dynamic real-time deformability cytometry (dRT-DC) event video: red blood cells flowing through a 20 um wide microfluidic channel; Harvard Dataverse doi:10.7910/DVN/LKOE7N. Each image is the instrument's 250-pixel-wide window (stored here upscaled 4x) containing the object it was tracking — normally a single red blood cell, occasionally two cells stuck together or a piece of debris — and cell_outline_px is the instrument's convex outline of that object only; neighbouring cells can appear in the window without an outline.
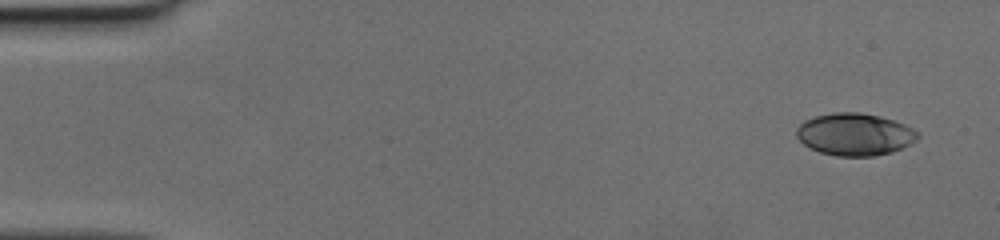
{"species": "human", "species_latin": "Homo sapiens", "temperature_condition": "cold", "stored_images_in_passage": 47, "camera_frame_rate_fps": 3000, "um_per_image_px": 0.085, "donor": {"sex": "female"}, "frame": {"image": 1, "passage_image": 1, "time_ms": 0.0, "image_size_px": [1000, 240], "cell_outline_px": [[920, 136], [916, 140], [892, 152], [872, 156], [836, 156], [820, 152], [804, 144], [796, 136], [796, 128], [804, 120], [816, 116], [832, 112], [860, 112], [880, 116], [904, 124], [920, 132]], "centroid_in_image_um": [72.65, 11.41], "position_along_channel_um": 12.4, "area_um2": 29.82}}
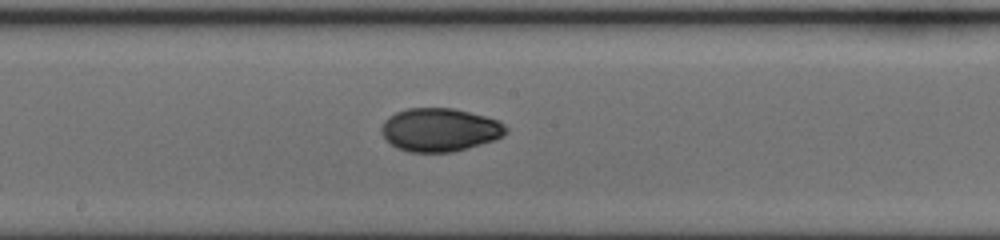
{"frame": {"image": 2, "passage_image": 25, "time_ms": 8.0, "image_size_px": [1000, 240], "cell_outline_px": [[508, 132], [504, 136], [496, 140], [468, 148], [452, 152], [408, 152], [396, 148], [380, 132], [380, 128], [384, 120], [388, 116], [396, 112], [408, 108], [452, 108], [500, 120], [508, 128]], "centroid_in_image_um": [37.4, 11.04], "position_along_channel_um": 210.8, "area_um2": 31.67}}
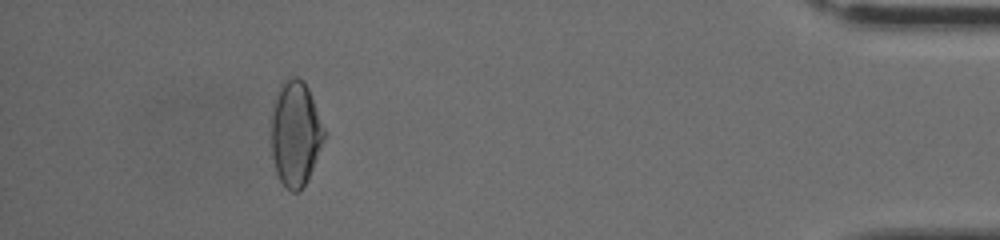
{"frame": {"image": 3, "passage_image": 43, "time_ms": 14.0, "image_size_px": [1000, 240], "cell_outline_px": [[328, 132], [308, 180], [300, 192], [292, 192], [284, 188], [276, 172], [272, 156], [272, 100], [280, 84], [288, 76], [296, 76], [304, 80], [308, 88]], "centroid_in_image_um": [25.13, 11.33], "position_along_channel_um": 410.1, "area_um2": 33.35}}